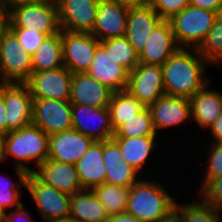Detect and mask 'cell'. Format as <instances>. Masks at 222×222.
Listing matches in <instances>:
<instances>
[{
	"instance_id": "cell-31",
	"label": "cell",
	"mask_w": 222,
	"mask_h": 222,
	"mask_svg": "<svg viewBox=\"0 0 222 222\" xmlns=\"http://www.w3.org/2000/svg\"><path fill=\"white\" fill-rule=\"evenodd\" d=\"M108 216L126 212L130 187L103 183L92 189Z\"/></svg>"
},
{
	"instance_id": "cell-7",
	"label": "cell",
	"mask_w": 222,
	"mask_h": 222,
	"mask_svg": "<svg viewBox=\"0 0 222 222\" xmlns=\"http://www.w3.org/2000/svg\"><path fill=\"white\" fill-rule=\"evenodd\" d=\"M25 189L37 206L42 221L68 220L71 195L40 181L33 173L27 174Z\"/></svg>"
},
{
	"instance_id": "cell-18",
	"label": "cell",
	"mask_w": 222,
	"mask_h": 222,
	"mask_svg": "<svg viewBox=\"0 0 222 222\" xmlns=\"http://www.w3.org/2000/svg\"><path fill=\"white\" fill-rule=\"evenodd\" d=\"M179 48L170 21L162 19L149 35L139 62L162 66Z\"/></svg>"
},
{
	"instance_id": "cell-11",
	"label": "cell",
	"mask_w": 222,
	"mask_h": 222,
	"mask_svg": "<svg viewBox=\"0 0 222 222\" xmlns=\"http://www.w3.org/2000/svg\"><path fill=\"white\" fill-rule=\"evenodd\" d=\"M126 90L146 107L166 95L161 66L139 63L129 73Z\"/></svg>"
},
{
	"instance_id": "cell-6",
	"label": "cell",
	"mask_w": 222,
	"mask_h": 222,
	"mask_svg": "<svg viewBox=\"0 0 222 222\" xmlns=\"http://www.w3.org/2000/svg\"><path fill=\"white\" fill-rule=\"evenodd\" d=\"M32 72L31 54L9 29L0 38V82L25 83Z\"/></svg>"
},
{
	"instance_id": "cell-38",
	"label": "cell",
	"mask_w": 222,
	"mask_h": 222,
	"mask_svg": "<svg viewBox=\"0 0 222 222\" xmlns=\"http://www.w3.org/2000/svg\"><path fill=\"white\" fill-rule=\"evenodd\" d=\"M150 5L164 20H170L189 5V0H151Z\"/></svg>"
},
{
	"instance_id": "cell-25",
	"label": "cell",
	"mask_w": 222,
	"mask_h": 222,
	"mask_svg": "<svg viewBox=\"0 0 222 222\" xmlns=\"http://www.w3.org/2000/svg\"><path fill=\"white\" fill-rule=\"evenodd\" d=\"M83 189H93L105 183L106 168L103 160V141L94 142L75 164Z\"/></svg>"
},
{
	"instance_id": "cell-21",
	"label": "cell",
	"mask_w": 222,
	"mask_h": 222,
	"mask_svg": "<svg viewBox=\"0 0 222 222\" xmlns=\"http://www.w3.org/2000/svg\"><path fill=\"white\" fill-rule=\"evenodd\" d=\"M112 94V90L91 77L87 72L72 74L71 104L108 107Z\"/></svg>"
},
{
	"instance_id": "cell-30",
	"label": "cell",
	"mask_w": 222,
	"mask_h": 222,
	"mask_svg": "<svg viewBox=\"0 0 222 222\" xmlns=\"http://www.w3.org/2000/svg\"><path fill=\"white\" fill-rule=\"evenodd\" d=\"M100 45L106 50L114 63L122 66L129 73L140 63L139 54L125 36L102 40Z\"/></svg>"
},
{
	"instance_id": "cell-37",
	"label": "cell",
	"mask_w": 222,
	"mask_h": 222,
	"mask_svg": "<svg viewBox=\"0 0 222 222\" xmlns=\"http://www.w3.org/2000/svg\"><path fill=\"white\" fill-rule=\"evenodd\" d=\"M212 146L207 155V168L203 180L222 177V142H211Z\"/></svg>"
},
{
	"instance_id": "cell-8",
	"label": "cell",
	"mask_w": 222,
	"mask_h": 222,
	"mask_svg": "<svg viewBox=\"0 0 222 222\" xmlns=\"http://www.w3.org/2000/svg\"><path fill=\"white\" fill-rule=\"evenodd\" d=\"M99 45L100 41L91 33L62 30L64 66L72 73L87 72Z\"/></svg>"
},
{
	"instance_id": "cell-34",
	"label": "cell",
	"mask_w": 222,
	"mask_h": 222,
	"mask_svg": "<svg viewBox=\"0 0 222 222\" xmlns=\"http://www.w3.org/2000/svg\"><path fill=\"white\" fill-rule=\"evenodd\" d=\"M197 50L209 64L222 65V13Z\"/></svg>"
},
{
	"instance_id": "cell-47",
	"label": "cell",
	"mask_w": 222,
	"mask_h": 222,
	"mask_svg": "<svg viewBox=\"0 0 222 222\" xmlns=\"http://www.w3.org/2000/svg\"><path fill=\"white\" fill-rule=\"evenodd\" d=\"M40 1L42 0H2L10 11L21 5L34 4Z\"/></svg>"
},
{
	"instance_id": "cell-33",
	"label": "cell",
	"mask_w": 222,
	"mask_h": 222,
	"mask_svg": "<svg viewBox=\"0 0 222 222\" xmlns=\"http://www.w3.org/2000/svg\"><path fill=\"white\" fill-rule=\"evenodd\" d=\"M151 113L146 107L135 117L122 124L112 138L156 137Z\"/></svg>"
},
{
	"instance_id": "cell-28",
	"label": "cell",
	"mask_w": 222,
	"mask_h": 222,
	"mask_svg": "<svg viewBox=\"0 0 222 222\" xmlns=\"http://www.w3.org/2000/svg\"><path fill=\"white\" fill-rule=\"evenodd\" d=\"M157 137L112 138L118 145L125 160L131 167L140 172L151 151L157 147Z\"/></svg>"
},
{
	"instance_id": "cell-39",
	"label": "cell",
	"mask_w": 222,
	"mask_h": 222,
	"mask_svg": "<svg viewBox=\"0 0 222 222\" xmlns=\"http://www.w3.org/2000/svg\"><path fill=\"white\" fill-rule=\"evenodd\" d=\"M20 190H0V210L6 213L8 208H18L23 203L20 201Z\"/></svg>"
},
{
	"instance_id": "cell-14",
	"label": "cell",
	"mask_w": 222,
	"mask_h": 222,
	"mask_svg": "<svg viewBox=\"0 0 222 222\" xmlns=\"http://www.w3.org/2000/svg\"><path fill=\"white\" fill-rule=\"evenodd\" d=\"M72 129L90 137L95 142L112 139L114 130L108 107L72 104ZM98 120V121H97ZM93 121L97 122L96 125ZM92 122L94 125H89Z\"/></svg>"
},
{
	"instance_id": "cell-40",
	"label": "cell",
	"mask_w": 222,
	"mask_h": 222,
	"mask_svg": "<svg viewBox=\"0 0 222 222\" xmlns=\"http://www.w3.org/2000/svg\"><path fill=\"white\" fill-rule=\"evenodd\" d=\"M15 171L19 182L13 183L8 176L4 177L3 175H0V190H19V187L26 186V177L28 173L16 167Z\"/></svg>"
},
{
	"instance_id": "cell-52",
	"label": "cell",
	"mask_w": 222,
	"mask_h": 222,
	"mask_svg": "<svg viewBox=\"0 0 222 222\" xmlns=\"http://www.w3.org/2000/svg\"><path fill=\"white\" fill-rule=\"evenodd\" d=\"M0 222H4V212L0 210Z\"/></svg>"
},
{
	"instance_id": "cell-5",
	"label": "cell",
	"mask_w": 222,
	"mask_h": 222,
	"mask_svg": "<svg viewBox=\"0 0 222 222\" xmlns=\"http://www.w3.org/2000/svg\"><path fill=\"white\" fill-rule=\"evenodd\" d=\"M10 28H27L47 36L60 32L56 0L21 5L10 11Z\"/></svg>"
},
{
	"instance_id": "cell-45",
	"label": "cell",
	"mask_w": 222,
	"mask_h": 222,
	"mask_svg": "<svg viewBox=\"0 0 222 222\" xmlns=\"http://www.w3.org/2000/svg\"><path fill=\"white\" fill-rule=\"evenodd\" d=\"M211 135L215 138L214 142H222V114L209 127Z\"/></svg>"
},
{
	"instance_id": "cell-17",
	"label": "cell",
	"mask_w": 222,
	"mask_h": 222,
	"mask_svg": "<svg viewBox=\"0 0 222 222\" xmlns=\"http://www.w3.org/2000/svg\"><path fill=\"white\" fill-rule=\"evenodd\" d=\"M156 133L173 126L179 127L191 118L190 99L164 95L148 106Z\"/></svg>"
},
{
	"instance_id": "cell-43",
	"label": "cell",
	"mask_w": 222,
	"mask_h": 222,
	"mask_svg": "<svg viewBox=\"0 0 222 222\" xmlns=\"http://www.w3.org/2000/svg\"><path fill=\"white\" fill-rule=\"evenodd\" d=\"M10 29V10L0 0V38Z\"/></svg>"
},
{
	"instance_id": "cell-36",
	"label": "cell",
	"mask_w": 222,
	"mask_h": 222,
	"mask_svg": "<svg viewBox=\"0 0 222 222\" xmlns=\"http://www.w3.org/2000/svg\"><path fill=\"white\" fill-rule=\"evenodd\" d=\"M10 30L18 38L20 46H23L31 55L38 50V47L47 36L44 33L29 30L27 28H10Z\"/></svg>"
},
{
	"instance_id": "cell-2",
	"label": "cell",
	"mask_w": 222,
	"mask_h": 222,
	"mask_svg": "<svg viewBox=\"0 0 222 222\" xmlns=\"http://www.w3.org/2000/svg\"><path fill=\"white\" fill-rule=\"evenodd\" d=\"M175 201L157 181L139 179L130 187L126 212L141 222H163L174 213Z\"/></svg>"
},
{
	"instance_id": "cell-48",
	"label": "cell",
	"mask_w": 222,
	"mask_h": 222,
	"mask_svg": "<svg viewBox=\"0 0 222 222\" xmlns=\"http://www.w3.org/2000/svg\"><path fill=\"white\" fill-rule=\"evenodd\" d=\"M128 6H145L149 5L151 0H118Z\"/></svg>"
},
{
	"instance_id": "cell-19",
	"label": "cell",
	"mask_w": 222,
	"mask_h": 222,
	"mask_svg": "<svg viewBox=\"0 0 222 222\" xmlns=\"http://www.w3.org/2000/svg\"><path fill=\"white\" fill-rule=\"evenodd\" d=\"M33 174L43 183L70 195L84 190L73 164L47 158L37 170L33 169Z\"/></svg>"
},
{
	"instance_id": "cell-15",
	"label": "cell",
	"mask_w": 222,
	"mask_h": 222,
	"mask_svg": "<svg viewBox=\"0 0 222 222\" xmlns=\"http://www.w3.org/2000/svg\"><path fill=\"white\" fill-rule=\"evenodd\" d=\"M128 9L118 0H100L91 34L99 41L125 36Z\"/></svg>"
},
{
	"instance_id": "cell-1",
	"label": "cell",
	"mask_w": 222,
	"mask_h": 222,
	"mask_svg": "<svg viewBox=\"0 0 222 222\" xmlns=\"http://www.w3.org/2000/svg\"><path fill=\"white\" fill-rule=\"evenodd\" d=\"M206 64L197 48H179L161 66L166 95L190 99L211 82L205 73Z\"/></svg>"
},
{
	"instance_id": "cell-42",
	"label": "cell",
	"mask_w": 222,
	"mask_h": 222,
	"mask_svg": "<svg viewBox=\"0 0 222 222\" xmlns=\"http://www.w3.org/2000/svg\"><path fill=\"white\" fill-rule=\"evenodd\" d=\"M189 5L203 8L216 13H222V0H189Z\"/></svg>"
},
{
	"instance_id": "cell-44",
	"label": "cell",
	"mask_w": 222,
	"mask_h": 222,
	"mask_svg": "<svg viewBox=\"0 0 222 222\" xmlns=\"http://www.w3.org/2000/svg\"><path fill=\"white\" fill-rule=\"evenodd\" d=\"M0 132L6 135V108L3 97V83H0Z\"/></svg>"
},
{
	"instance_id": "cell-24",
	"label": "cell",
	"mask_w": 222,
	"mask_h": 222,
	"mask_svg": "<svg viewBox=\"0 0 222 222\" xmlns=\"http://www.w3.org/2000/svg\"><path fill=\"white\" fill-rule=\"evenodd\" d=\"M208 86L210 82L190 98L191 118L205 130L222 114V93Z\"/></svg>"
},
{
	"instance_id": "cell-4",
	"label": "cell",
	"mask_w": 222,
	"mask_h": 222,
	"mask_svg": "<svg viewBox=\"0 0 222 222\" xmlns=\"http://www.w3.org/2000/svg\"><path fill=\"white\" fill-rule=\"evenodd\" d=\"M218 13L188 5L174 15L171 23L180 48H198L214 26Z\"/></svg>"
},
{
	"instance_id": "cell-16",
	"label": "cell",
	"mask_w": 222,
	"mask_h": 222,
	"mask_svg": "<svg viewBox=\"0 0 222 222\" xmlns=\"http://www.w3.org/2000/svg\"><path fill=\"white\" fill-rule=\"evenodd\" d=\"M95 141L75 129L49 135L48 159L75 165Z\"/></svg>"
},
{
	"instance_id": "cell-13",
	"label": "cell",
	"mask_w": 222,
	"mask_h": 222,
	"mask_svg": "<svg viewBox=\"0 0 222 222\" xmlns=\"http://www.w3.org/2000/svg\"><path fill=\"white\" fill-rule=\"evenodd\" d=\"M6 134L32 123V96L25 83H3Z\"/></svg>"
},
{
	"instance_id": "cell-23",
	"label": "cell",
	"mask_w": 222,
	"mask_h": 222,
	"mask_svg": "<svg viewBox=\"0 0 222 222\" xmlns=\"http://www.w3.org/2000/svg\"><path fill=\"white\" fill-rule=\"evenodd\" d=\"M87 73L113 92L124 91L127 88L129 72L114 63L101 45L97 47Z\"/></svg>"
},
{
	"instance_id": "cell-12",
	"label": "cell",
	"mask_w": 222,
	"mask_h": 222,
	"mask_svg": "<svg viewBox=\"0 0 222 222\" xmlns=\"http://www.w3.org/2000/svg\"><path fill=\"white\" fill-rule=\"evenodd\" d=\"M100 0H56L61 30L91 33Z\"/></svg>"
},
{
	"instance_id": "cell-3",
	"label": "cell",
	"mask_w": 222,
	"mask_h": 222,
	"mask_svg": "<svg viewBox=\"0 0 222 222\" xmlns=\"http://www.w3.org/2000/svg\"><path fill=\"white\" fill-rule=\"evenodd\" d=\"M49 136L34 124H29L18 130L10 131L4 137L2 162L8 157H14L16 168L28 174L33 170L25 163L35 162L37 167L48 158Z\"/></svg>"
},
{
	"instance_id": "cell-27",
	"label": "cell",
	"mask_w": 222,
	"mask_h": 222,
	"mask_svg": "<svg viewBox=\"0 0 222 222\" xmlns=\"http://www.w3.org/2000/svg\"><path fill=\"white\" fill-rule=\"evenodd\" d=\"M33 72L55 70L64 66L62 54V30L46 36L38 50L31 55Z\"/></svg>"
},
{
	"instance_id": "cell-50",
	"label": "cell",
	"mask_w": 222,
	"mask_h": 222,
	"mask_svg": "<svg viewBox=\"0 0 222 222\" xmlns=\"http://www.w3.org/2000/svg\"><path fill=\"white\" fill-rule=\"evenodd\" d=\"M163 222H181L179 218L173 213L169 218L164 220Z\"/></svg>"
},
{
	"instance_id": "cell-46",
	"label": "cell",
	"mask_w": 222,
	"mask_h": 222,
	"mask_svg": "<svg viewBox=\"0 0 222 222\" xmlns=\"http://www.w3.org/2000/svg\"><path fill=\"white\" fill-rule=\"evenodd\" d=\"M106 222H141L132 214L127 212L110 215Z\"/></svg>"
},
{
	"instance_id": "cell-49",
	"label": "cell",
	"mask_w": 222,
	"mask_h": 222,
	"mask_svg": "<svg viewBox=\"0 0 222 222\" xmlns=\"http://www.w3.org/2000/svg\"><path fill=\"white\" fill-rule=\"evenodd\" d=\"M4 137H5V134H3L2 132H0V163H2Z\"/></svg>"
},
{
	"instance_id": "cell-26",
	"label": "cell",
	"mask_w": 222,
	"mask_h": 222,
	"mask_svg": "<svg viewBox=\"0 0 222 222\" xmlns=\"http://www.w3.org/2000/svg\"><path fill=\"white\" fill-rule=\"evenodd\" d=\"M108 214L91 189L71 195L70 218L72 222H106Z\"/></svg>"
},
{
	"instance_id": "cell-29",
	"label": "cell",
	"mask_w": 222,
	"mask_h": 222,
	"mask_svg": "<svg viewBox=\"0 0 222 222\" xmlns=\"http://www.w3.org/2000/svg\"><path fill=\"white\" fill-rule=\"evenodd\" d=\"M145 108L146 106L127 90L113 92L108 109L114 132Z\"/></svg>"
},
{
	"instance_id": "cell-10",
	"label": "cell",
	"mask_w": 222,
	"mask_h": 222,
	"mask_svg": "<svg viewBox=\"0 0 222 222\" xmlns=\"http://www.w3.org/2000/svg\"><path fill=\"white\" fill-rule=\"evenodd\" d=\"M72 74L65 66L55 70L32 72L25 84L32 99L70 100Z\"/></svg>"
},
{
	"instance_id": "cell-35",
	"label": "cell",
	"mask_w": 222,
	"mask_h": 222,
	"mask_svg": "<svg viewBox=\"0 0 222 222\" xmlns=\"http://www.w3.org/2000/svg\"><path fill=\"white\" fill-rule=\"evenodd\" d=\"M201 200L217 211H222V177L204 180L201 183Z\"/></svg>"
},
{
	"instance_id": "cell-9",
	"label": "cell",
	"mask_w": 222,
	"mask_h": 222,
	"mask_svg": "<svg viewBox=\"0 0 222 222\" xmlns=\"http://www.w3.org/2000/svg\"><path fill=\"white\" fill-rule=\"evenodd\" d=\"M70 100L33 99L32 124L48 136L72 129Z\"/></svg>"
},
{
	"instance_id": "cell-20",
	"label": "cell",
	"mask_w": 222,
	"mask_h": 222,
	"mask_svg": "<svg viewBox=\"0 0 222 222\" xmlns=\"http://www.w3.org/2000/svg\"><path fill=\"white\" fill-rule=\"evenodd\" d=\"M162 20L152 6H129L125 37L140 54L148 42L149 35Z\"/></svg>"
},
{
	"instance_id": "cell-32",
	"label": "cell",
	"mask_w": 222,
	"mask_h": 222,
	"mask_svg": "<svg viewBox=\"0 0 222 222\" xmlns=\"http://www.w3.org/2000/svg\"><path fill=\"white\" fill-rule=\"evenodd\" d=\"M200 201L188 204L175 201L174 214L181 222H222L221 211L215 210L202 200Z\"/></svg>"
},
{
	"instance_id": "cell-41",
	"label": "cell",
	"mask_w": 222,
	"mask_h": 222,
	"mask_svg": "<svg viewBox=\"0 0 222 222\" xmlns=\"http://www.w3.org/2000/svg\"><path fill=\"white\" fill-rule=\"evenodd\" d=\"M24 204H22L20 207L13 209L10 213H4V222H19V219L25 220V222H34L33 219H31V215H29V212L24 209ZM17 220V221H16Z\"/></svg>"
},
{
	"instance_id": "cell-22",
	"label": "cell",
	"mask_w": 222,
	"mask_h": 222,
	"mask_svg": "<svg viewBox=\"0 0 222 222\" xmlns=\"http://www.w3.org/2000/svg\"><path fill=\"white\" fill-rule=\"evenodd\" d=\"M103 160L106 168V183L131 187L138 182L139 172L123 160L119 145L113 139L103 141Z\"/></svg>"
},
{
	"instance_id": "cell-51",
	"label": "cell",
	"mask_w": 222,
	"mask_h": 222,
	"mask_svg": "<svg viewBox=\"0 0 222 222\" xmlns=\"http://www.w3.org/2000/svg\"><path fill=\"white\" fill-rule=\"evenodd\" d=\"M44 222H72L71 220H54V221H44Z\"/></svg>"
}]
</instances>
